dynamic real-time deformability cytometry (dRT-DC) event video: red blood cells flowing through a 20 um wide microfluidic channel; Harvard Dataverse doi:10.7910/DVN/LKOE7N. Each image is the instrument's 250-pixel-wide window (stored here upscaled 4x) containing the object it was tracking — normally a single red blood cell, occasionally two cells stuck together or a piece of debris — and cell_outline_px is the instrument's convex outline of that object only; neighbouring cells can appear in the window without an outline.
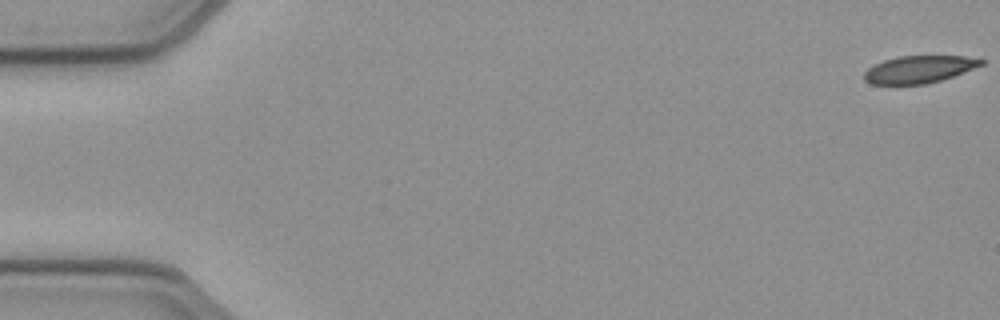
{"species": "common noctule bat (a hibernating species)", "species_latin": "Nyctalus noctula", "temperature_condition": "cold", "stored_images_in_passage": 53, "camera_frame_rate_fps": 3000, "um_per_image_px": 0.085, "animal": {"sex": "female", "body_mass_g": 21.9}, "frame": {"image": 1, "passage_image": 1, "time_ms": 0.0, "image_size_px": [1000, 320], "cell_outline_px": [[984, 64], [952, 76], [928, 84], [872, 84], [864, 80], [864, 72], [868, 68], [884, 60], [896, 56], [964, 56], [984, 60]], "centroid_in_image_um": [78.09, 5.89], "position_along_channel_um": 6.9, "area_um2": 18.44}}
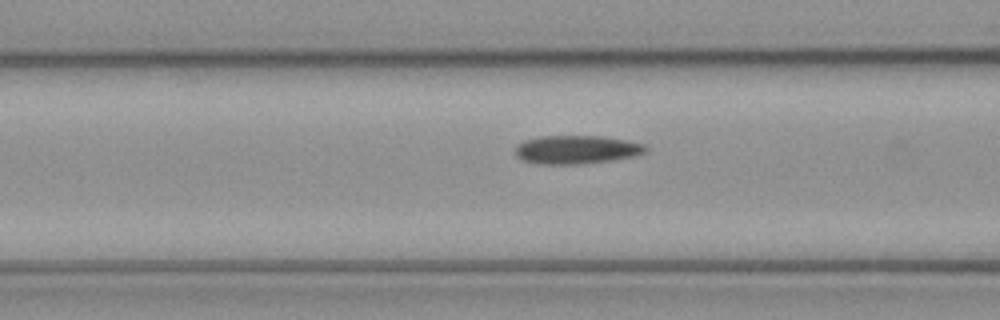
{"frame": {"image": 2, "passage_image": 21, "time_ms": 6.667, "image_size_px": [1000, 320], "cell_outline_px": [[648, 152], [636, 156], [612, 160], [584, 164], [536, 164], [524, 160], [516, 156], [516, 148], [524, 140], [540, 136], [604, 136], [628, 140], [644, 144], [648, 148]], "centroid_in_image_um": [49.07, 12.72], "position_along_channel_um": 117.5, "area_um2": 21.85}}
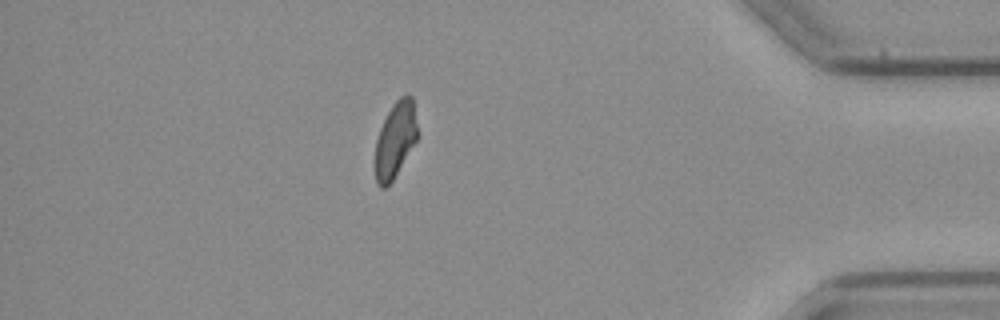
{"frame": {"image": 3, "passage_image": 46, "time_ms": 15.0, "image_size_px": [1000, 320], "cell_outline_px": [[420, 136], [392, 180], [384, 188], [380, 188], [376, 184], [376, 140], [380, 128], [392, 104], [400, 96], [408, 92], [412, 96]], "centroid_in_image_um": [33.64, 11.82], "position_along_channel_um": 401.6, "area_um2": 18.84}, "authors_computed_cell_mechanics": {"area_um2": 20.6346, "velocity_mm_per_s": 3.9172, "shape_relaxation_time_tau1_ms": 3.8143, "shape_relaxation_time_tau2_ms": 9.4664, "deformation_change_tau1": 0.1254, "deformation_change_tau2": 0.164}}